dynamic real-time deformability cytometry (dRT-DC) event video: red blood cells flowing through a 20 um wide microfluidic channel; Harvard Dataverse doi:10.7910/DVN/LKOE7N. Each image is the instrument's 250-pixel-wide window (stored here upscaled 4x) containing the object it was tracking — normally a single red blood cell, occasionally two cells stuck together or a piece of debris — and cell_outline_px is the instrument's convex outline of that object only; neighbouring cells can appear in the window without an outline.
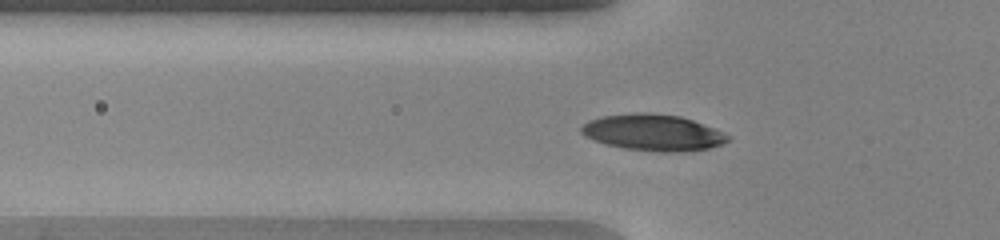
{"species": "human", "species_latin": "Homo sapiens", "temperature_condition": "warm", "stored_images_in_passage": 50, "camera_frame_rate_fps": 3000, "um_per_image_px": 0.085, "donor": {"sex": "female"}, "frame": {"image": 1, "passage_image": 17, "time_ms": 5.333, "image_size_px": [1000, 240], "cell_outline_px": [[732, 136], [728, 140], [720, 144], [708, 148], [684, 152], [660, 152], [624, 148], [592, 140], [584, 136], [580, 132], [580, 128], [588, 120], [604, 116], [644, 112], [648, 112], [680, 116], [692, 120], [724, 132]], "centroid_in_image_um": [55.51, 11.27], "position_along_channel_um": 70.3, "area_um2": 30.92}}
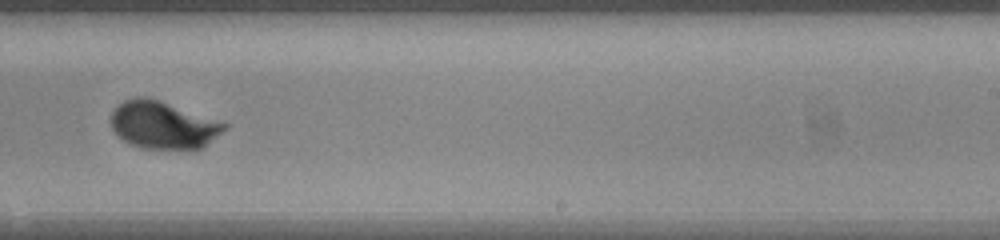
{"frame": {"image": 2, "passage_image": 32, "time_ms": 10.333, "image_size_px": [1000, 240], "cell_outline_px": [[228, 128], [204, 148], [192, 152], [140, 148], [128, 144], [112, 128], [112, 112], [124, 100], [136, 96], [140, 96], [156, 100], [228, 124]], "centroid_in_image_um": [13.91, 10.71], "position_along_channel_um": 275.1, "area_um2": 31.62}}
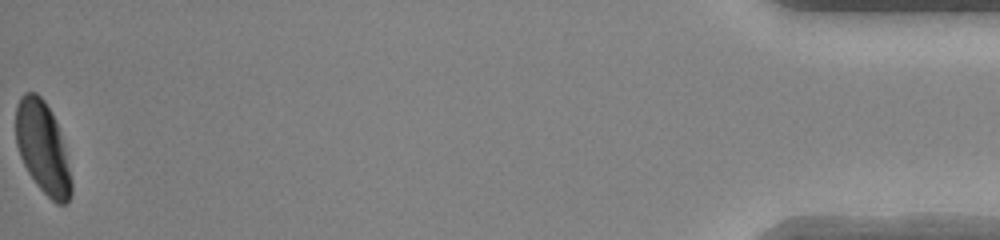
{"frame": {"image": 3, "passage_image": 50, "time_ms": 16.333, "image_size_px": [1000, 240], "cell_outline_px": [[72, 196], [68, 204], [56, 204], [36, 184], [28, 172], [20, 156], [16, 144], [16, 104], [20, 96], [24, 92], [36, 92], [44, 100], [56, 124], [64, 148], [72, 180]], "centroid_in_image_um": [3.62, 12.58], "position_along_channel_um": 431.6, "area_um2": 29.42}, "authors_computed_cell_mechanics": {"area_um2": 29.8537, "velocity_mm_per_s": 4.1154, "shape_relaxation_time_tau1_ms": 2.4949, "shape_relaxation_time_tau2_ms": null, "deformation_change_tau1": 0.1595, "deformation_change_tau2": null}}